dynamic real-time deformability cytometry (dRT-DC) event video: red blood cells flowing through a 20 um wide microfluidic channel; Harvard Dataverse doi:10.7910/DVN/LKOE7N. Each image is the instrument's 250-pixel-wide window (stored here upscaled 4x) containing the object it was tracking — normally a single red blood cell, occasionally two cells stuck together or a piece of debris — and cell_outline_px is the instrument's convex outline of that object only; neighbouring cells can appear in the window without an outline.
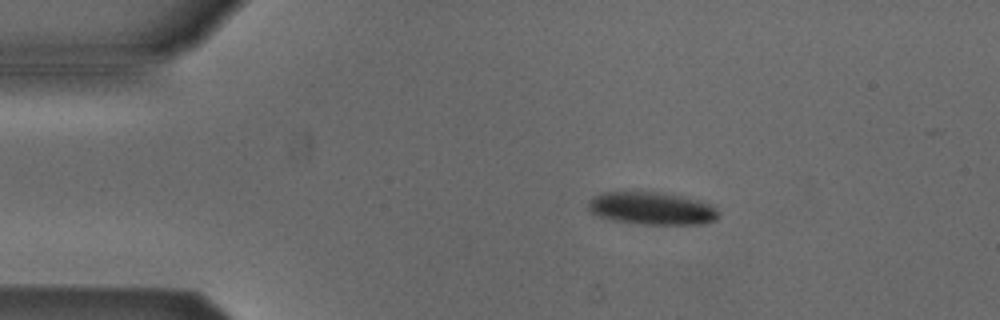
{"species": "Egyptian fruit bat (a non-hibernating species)", "species_latin": "Rousettus aegyptiacus", "temperature_condition": "cold", "stored_images_in_passage": 2, "camera_frame_rate_fps": 3000, "um_per_image_px": 0.085, "animal": {"sex": "male"}, "frame": {"image": 1, "passage_image": 1, "time_ms": 0.0, "image_size_px": [1000, 320], "cell_outline_px": [[720, 212], [716, 220], [700, 224], [644, 224], [616, 220], [600, 216], [592, 212], [588, 208], [588, 204], [592, 196], [604, 192], [660, 192], [700, 200], [712, 204]], "centroid_in_image_um": [55.45, 17.7], "position_along_channel_um": 29.5, "area_um2": 24.62}}